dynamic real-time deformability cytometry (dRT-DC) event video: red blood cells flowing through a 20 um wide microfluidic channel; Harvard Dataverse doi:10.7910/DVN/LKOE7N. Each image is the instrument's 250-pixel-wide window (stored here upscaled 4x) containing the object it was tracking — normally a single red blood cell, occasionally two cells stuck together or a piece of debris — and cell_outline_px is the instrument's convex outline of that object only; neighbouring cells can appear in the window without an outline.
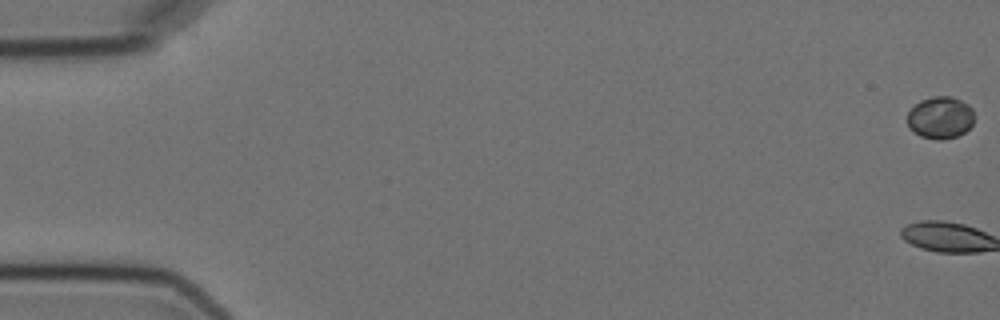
{"species": "Egyptian fruit bat (a non-hibernating species)", "species_latin": "Rousettus aegyptiacus", "temperature_condition": "cold", "stored_images_in_passage": 5, "camera_frame_rate_fps": 3000, "um_per_image_px": 0.085, "animal": {"sex": "female"}, "frame": {"image": 1, "passage_image": 1, "time_ms": 0.0, "image_size_px": [1000, 320], "cell_outline_px": [[972, 124], [964, 132], [956, 136], [944, 140], [936, 140], [920, 136], [912, 132], [908, 128], [908, 112], [920, 100], [932, 96], [952, 96], [968, 104], [972, 108]], "centroid_in_image_um": [79.89, 10.0], "position_along_channel_um": 5.1, "area_um2": 16.47}}